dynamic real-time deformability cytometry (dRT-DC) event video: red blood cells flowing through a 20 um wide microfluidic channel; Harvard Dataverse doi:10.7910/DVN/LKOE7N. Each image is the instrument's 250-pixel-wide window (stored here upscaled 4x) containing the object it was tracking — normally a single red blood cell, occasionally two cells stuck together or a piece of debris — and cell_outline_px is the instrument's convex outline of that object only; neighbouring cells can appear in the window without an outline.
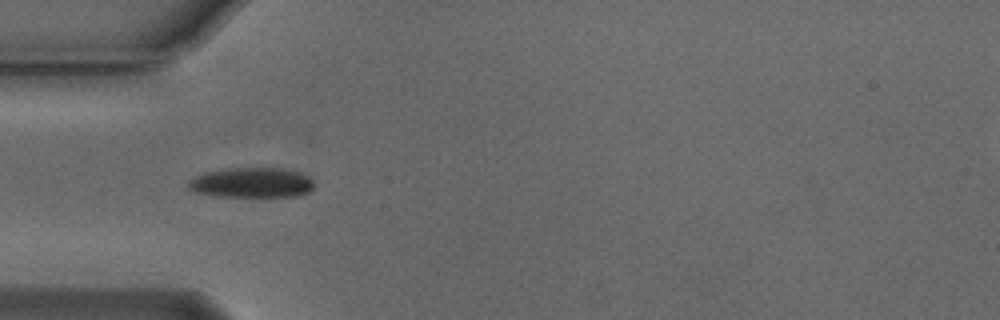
{"species": "Egyptian fruit bat (a non-hibernating species)", "species_latin": "Rousettus aegyptiacus", "temperature_condition": "cold", "stored_images_in_passage": 39, "camera_frame_rate_fps": 3000, "um_per_image_px": 0.085, "animal": {"sex": "male"}, "frame": {"image": 1, "passage_image": 1, "time_ms": 0.0, "image_size_px": [1000, 320], "cell_outline_px": [[312, 188], [308, 192], [296, 196], [212, 196], [196, 192], [188, 188], [188, 180], [204, 172], [228, 168], [284, 168], [300, 172], [308, 176], [312, 180]], "centroid_in_image_um": [21.36, 15.52], "position_along_channel_um": 63.6, "area_um2": 22.02}}
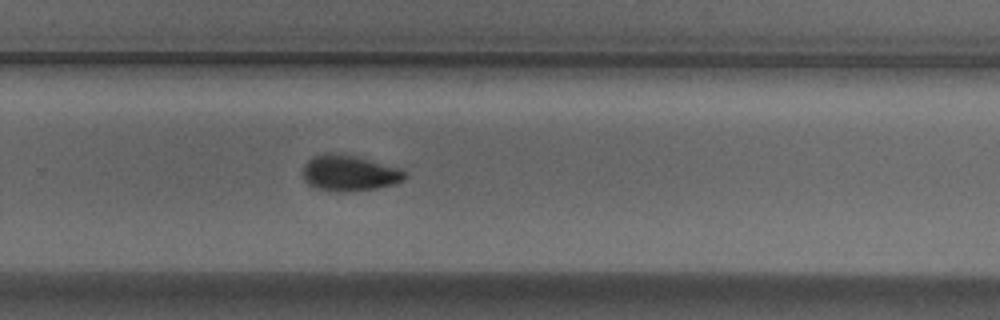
{"frame": {"image": 2, "passage_image": 20, "time_ms": 6.333, "image_size_px": [1000, 320], "cell_outline_px": [[404, 180], [396, 184], [376, 188], [348, 192], [336, 192], [316, 188], [308, 184], [304, 180], [304, 164], [312, 156], [324, 152], [336, 152], [356, 156], [404, 168]], "centroid_in_image_um": [29.7, 14.7], "position_along_channel_um": 300.1, "area_um2": 21.73}}
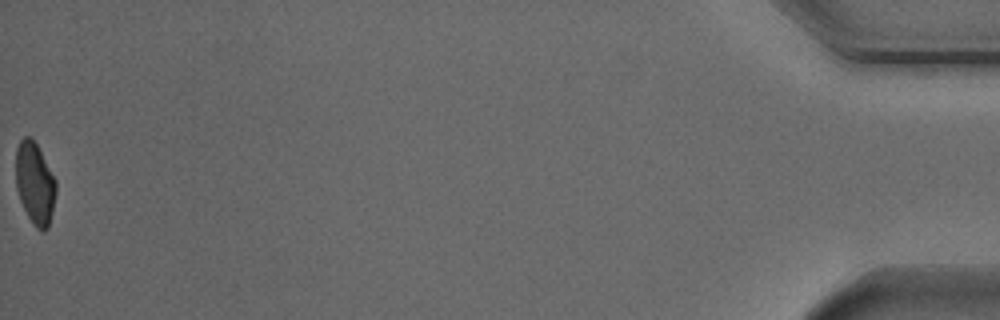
{"frame": {"image": 3, "passage_image": 39, "time_ms": 12.667, "image_size_px": [1000, 320], "cell_outline_px": [[56, 192], [52, 212], [48, 228], [44, 232], [36, 228], [32, 224], [20, 200], [16, 188], [16, 148], [20, 140], [24, 136], [28, 136], [36, 144], [56, 180]], "centroid_in_image_um": [2.96, 15.61], "position_along_channel_um": 432.2, "area_um2": 19.07}, "authors_computed_cell_mechanics": {"area_um2": 21.2704, "velocity_mm_per_s": 3.7591, "shape_relaxation_time_tau1_ms": 3.7177, "shape_relaxation_time_tau2_ms": null, "deformation_change_tau1": 0.1373, "deformation_change_tau2": null}}